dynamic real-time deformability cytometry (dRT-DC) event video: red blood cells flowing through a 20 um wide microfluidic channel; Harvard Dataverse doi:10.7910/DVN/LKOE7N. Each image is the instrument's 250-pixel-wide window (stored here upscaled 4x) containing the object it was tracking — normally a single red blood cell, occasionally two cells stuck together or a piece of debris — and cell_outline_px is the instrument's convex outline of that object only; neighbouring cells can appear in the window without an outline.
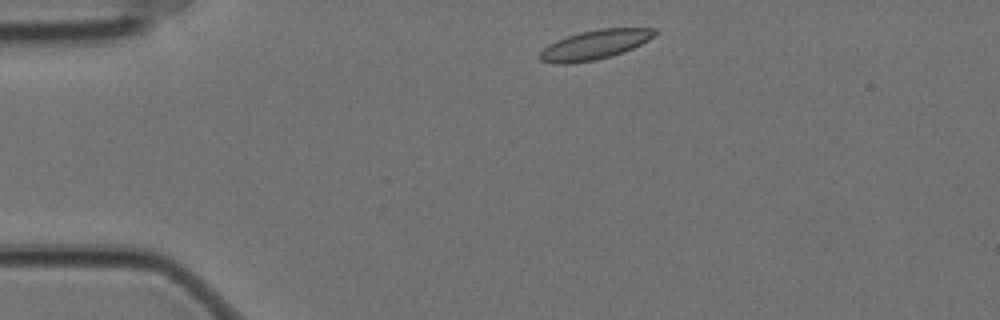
{"species": "Egyptian fruit bat (a non-hibernating species)", "species_latin": "Rousettus aegyptiacus", "temperature_condition": "cold", "stored_images_in_passage": 48, "camera_frame_rate_fps": 3000, "um_per_image_px": 0.085, "animal": {"sex": "female"}, "frame": {"image": 1, "passage_image": 2, "time_ms": 0.333, "image_size_px": [1000, 320], "cell_outline_px": [[660, 32], [656, 36], [624, 52], [612, 56], [596, 60], [568, 64], [556, 64], [540, 60], [540, 52], [548, 44], [556, 40], [580, 32], [600, 28], [656, 28]], "centroid_in_image_um": [50.59, 3.8], "position_along_channel_um": 34.4, "area_um2": 19.83}}
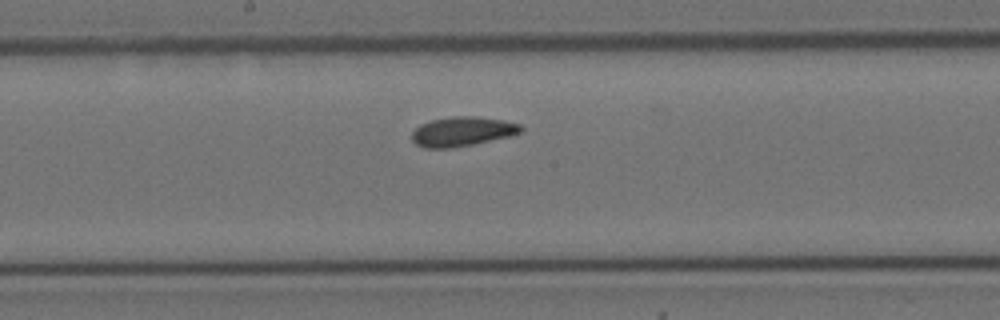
{"frame": {"image": 2, "passage_image": 21, "time_ms": 6.667, "image_size_px": [1000, 320], "cell_outline_px": [[524, 128], [520, 132], [472, 144], [452, 148], [424, 148], [416, 144], [412, 140], [412, 132], [420, 124], [432, 120], [452, 116], [476, 116], [504, 120], [520, 124]], "centroid_in_image_um": [39.24, 11.16], "position_along_channel_um": 209.0, "area_um2": 18.44}}
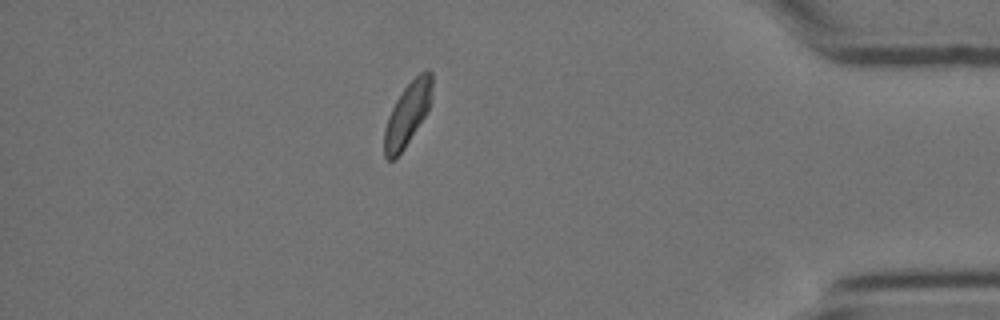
{"frame": {"image": 3, "passage_image": 41, "time_ms": 13.333, "image_size_px": [1000, 320], "cell_outline_px": [[432, 88], [428, 112], [404, 148], [392, 160], [388, 160], [384, 156], [384, 128], [388, 116], [396, 100], [404, 88], [420, 72], [428, 68], [432, 72]], "centroid_in_image_um": [34.64, 9.67], "position_along_channel_um": 400.6, "area_um2": 17.46}, "authors_computed_cell_mechanics": {"area_um2": 18.3515, "velocity_mm_per_s": 3.4577, "shape_relaxation_time_tau1_ms": 5.3359, "shape_relaxation_time_tau2_ms": 1.88, "deformation_change_tau1": 0.114, "deformation_change_tau2": 0.0727}}